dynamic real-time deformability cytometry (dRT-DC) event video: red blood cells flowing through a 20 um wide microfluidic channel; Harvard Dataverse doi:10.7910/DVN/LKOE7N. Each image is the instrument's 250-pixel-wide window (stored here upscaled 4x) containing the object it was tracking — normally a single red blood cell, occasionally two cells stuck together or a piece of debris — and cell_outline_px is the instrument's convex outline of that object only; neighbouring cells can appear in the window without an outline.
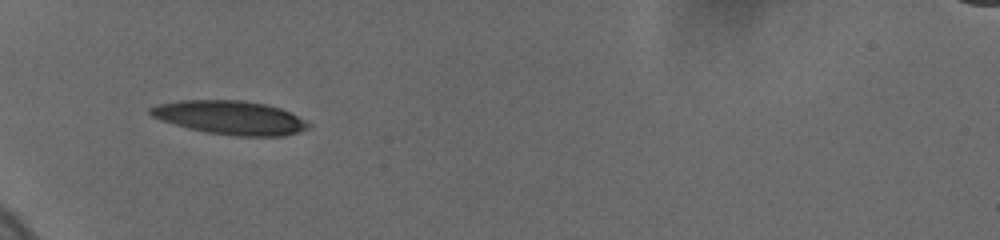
{"species": "human", "species_latin": "Homo sapiens", "temperature_condition": "cold", "stored_images_in_passage": 38, "camera_frame_rate_fps": 3000, "um_per_image_px": 0.085, "donor": {"sex": "female"}, "frame": {"image": 1, "passage_image": 1, "time_ms": 0.0, "image_size_px": [1000, 240], "cell_outline_px": [[312, 124], [308, 128], [300, 132], [284, 136], [236, 136], [208, 132], [188, 128], [160, 120], [152, 116], [148, 112], [148, 108], [156, 104], [180, 100], [240, 100], [264, 104], [280, 108]], "centroid_in_image_um": [19.54, 9.99], "position_along_channel_um": 65.5, "area_um2": 30.98}}
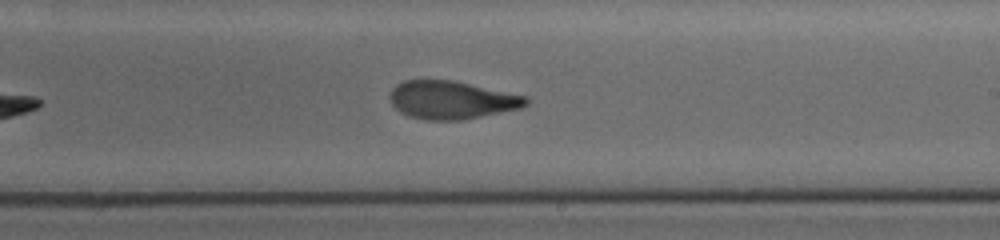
{"frame": {"image": 2, "passage_image": 17, "time_ms": 5.333, "image_size_px": [1000, 240], "cell_outline_px": [[528, 104], [520, 108], [460, 120], [424, 120], [408, 116], [400, 112], [392, 104], [388, 96], [392, 88], [396, 84], [404, 80], [452, 80], [528, 96]], "centroid_in_image_um": [38.35, 8.49], "position_along_channel_um": 250.6, "area_um2": 30.17}}
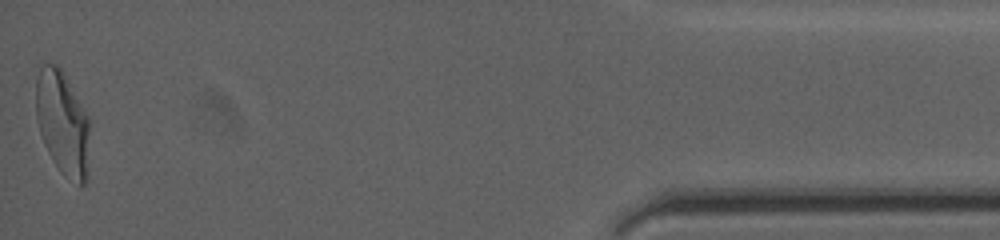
{"frame": {"image": 3, "passage_image": 38, "time_ms": 12.0, "image_size_px": [1000, 240], "cell_outline_px": [[88, 176], [84, 184], [80, 188], [64, 176], [60, 172], [52, 160], [44, 144], [40, 132], [36, 116], [36, 80], [40, 68], [44, 64], [56, 64], [60, 68], [88, 116]], "centroid_in_image_um": [5.32, 10.53], "position_along_channel_um": 429.9, "area_um2": 32.48}, "authors_computed_cell_mechanics": {"area_um2": 31.0097, "velocity_mm_per_s": 3.6954, "shape_relaxation_time_tau1_ms": 5.9845, "shape_relaxation_time_tau2_ms": 1.8339, "deformation_change_tau1": 0.2111, "deformation_change_tau2": 0.0961}}